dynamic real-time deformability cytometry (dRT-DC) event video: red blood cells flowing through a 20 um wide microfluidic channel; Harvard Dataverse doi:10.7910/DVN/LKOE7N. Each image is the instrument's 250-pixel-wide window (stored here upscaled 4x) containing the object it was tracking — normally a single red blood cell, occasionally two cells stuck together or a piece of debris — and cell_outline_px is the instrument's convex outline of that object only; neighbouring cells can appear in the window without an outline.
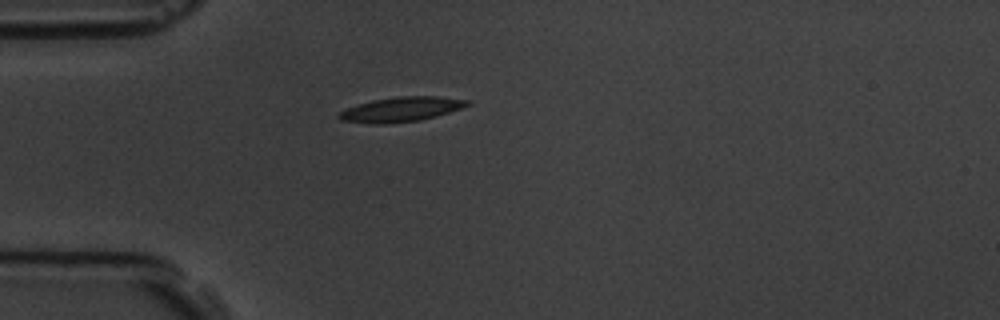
{"species": "common noctule bat (a hibernating species)", "species_latin": "Nyctalus noctula", "temperature_condition": "room temperature", "stored_images_in_passage": 2, "camera_frame_rate_fps": 3000, "um_per_image_px": 0.085, "animal": {"sex": "male", "body_mass_g": 19.5, "forearm_length_mm": 54.6}, "frame": {"image": 1, "passage_image": 1, "time_ms": 0.0, "image_size_px": [1000, 320], "cell_outline_px": [[472, 104], [436, 116], [420, 120], [384, 124], [372, 124], [340, 120], [336, 116], [340, 112], [348, 108], [372, 100], [396, 96], [440, 96], [472, 100]], "centroid_in_image_um": [34.13, 9.29], "position_along_channel_um": 50.9, "area_um2": 18.5}}